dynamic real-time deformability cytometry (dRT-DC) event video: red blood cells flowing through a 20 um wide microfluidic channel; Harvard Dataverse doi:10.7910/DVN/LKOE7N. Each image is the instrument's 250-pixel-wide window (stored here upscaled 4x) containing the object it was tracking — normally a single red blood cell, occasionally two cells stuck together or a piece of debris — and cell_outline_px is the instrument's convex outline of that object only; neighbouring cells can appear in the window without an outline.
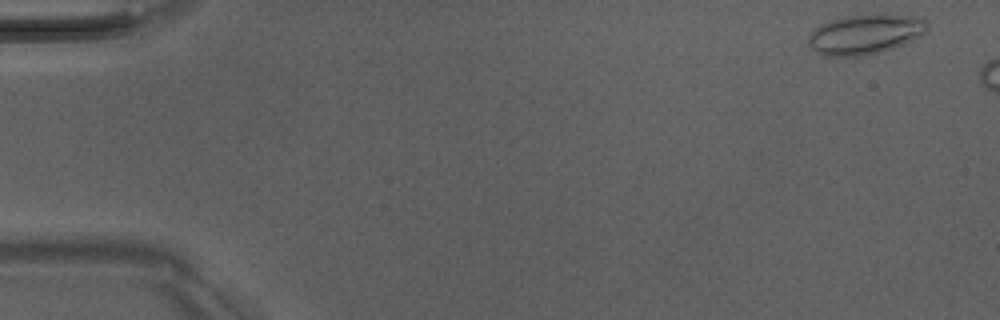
{"species": "Egyptian fruit bat (a non-hibernating species)", "species_latin": "Rousettus aegyptiacus", "temperature_condition": "room temperature", "stored_images_in_passage": 6, "camera_frame_rate_fps": 3000, "um_per_image_px": 0.085, "animal": {"sex": "male"}, "frame": {"image": 1, "passage_image": 1, "time_ms": 0.0, "image_size_px": [1000, 320], "cell_outline_px": [[928, 28], [924, 32], [912, 40], [892, 48], [860, 56], [824, 56], [816, 52], [808, 44], [808, 36], [816, 28], [832, 20], [848, 16], [872, 12], [876, 12], [924, 16], [928, 24]], "centroid_in_image_um": [73.59, 2.86], "position_along_channel_um": 11.4, "area_um2": 27.92}}